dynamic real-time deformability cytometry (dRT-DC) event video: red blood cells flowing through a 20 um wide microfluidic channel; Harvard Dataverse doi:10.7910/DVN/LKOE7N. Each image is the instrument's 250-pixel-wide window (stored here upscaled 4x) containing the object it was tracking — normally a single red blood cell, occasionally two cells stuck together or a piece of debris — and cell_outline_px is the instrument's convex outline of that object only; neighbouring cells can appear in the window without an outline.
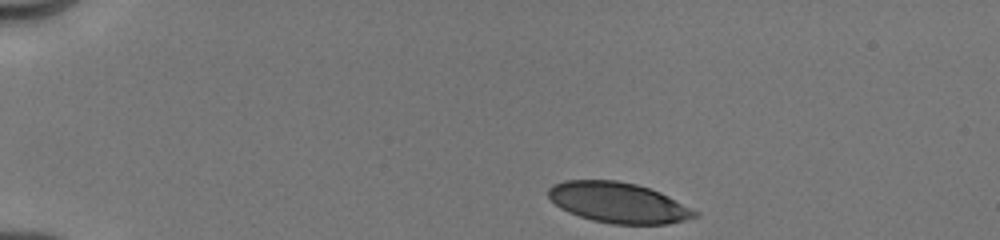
{"species": "human", "species_latin": "Homo sapiens", "temperature_condition": "cold", "stored_images_in_passage": 11, "camera_frame_rate_fps": 3000, "um_per_image_px": 0.085, "donor": {"sex": "male"}, "frame": {"image": 1, "passage_image": 1, "time_ms": 0.0, "image_size_px": [1000, 240], "cell_outline_px": [[700, 216], [668, 224], [612, 224], [592, 220], [568, 212], [560, 208], [548, 196], [548, 188], [552, 184], [564, 180], [616, 180], [636, 184], [660, 192], [700, 212]], "centroid_in_image_um": [52.56, 17.22], "position_along_channel_um": 32.4, "area_um2": 34.62}}
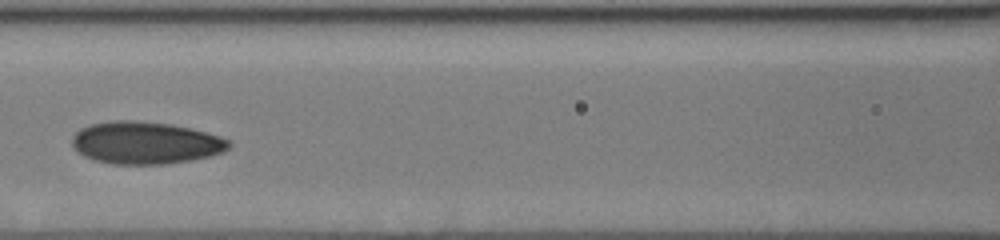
{"frame": {"image": 2, "passage_image": 10, "time_ms": 5.0, "image_size_px": [1000, 240], "cell_outline_px": [[232, 144], [224, 152], [208, 156], [188, 160], [164, 164], [112, 164], [96, 160], [84, 156], [72, 148], [72, 136], [80, 128], [92, 124], [112, 120], [136, 120], [172, 124], [220, 136], [232, 140]], "centroid_in_image_um": [12.35, 12.13], "position_along_channel_um": 154.3, "area_um2": 38.73}}
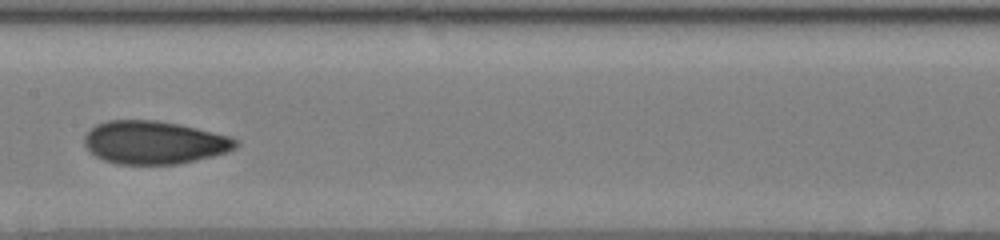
{"frame": {"image": 3, "passage_image": 11, "time_ms": 6.0, "image_size_px": [1000, 240], "cell_outline_px": [[240, 144], [236, 148], [228, 152], [196, 160], [176, 164], [120, 164], [104, 160], [96, 156], [84, 144], [84, 136], [96, 124], [108, 120], [156, 120], [180, 124], [232, 136], [240, 140]], "centroid_in_image_um": [13.17, 12.1], "position_along_channel_um": 194.2, "area_um2": 38.15}}